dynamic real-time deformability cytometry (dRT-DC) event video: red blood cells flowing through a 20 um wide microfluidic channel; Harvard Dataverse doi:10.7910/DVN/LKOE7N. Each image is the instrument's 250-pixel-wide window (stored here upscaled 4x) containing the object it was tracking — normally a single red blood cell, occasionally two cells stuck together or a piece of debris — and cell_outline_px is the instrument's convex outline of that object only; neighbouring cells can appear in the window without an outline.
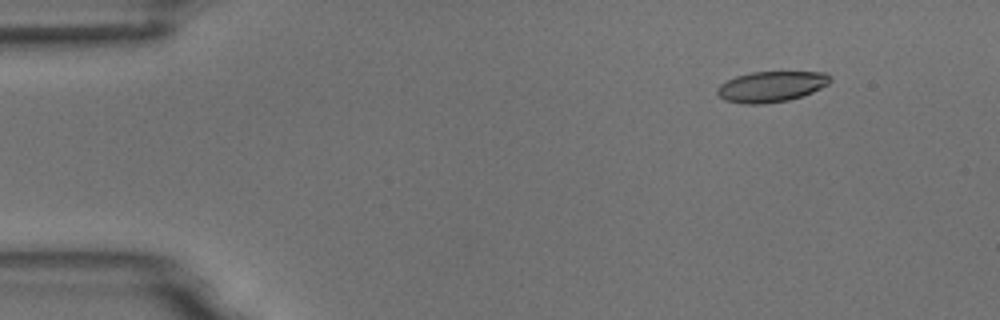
{"species": "common noctule bat (a hibernating species)", "species_latin": "Nyctalus noctula", "temperature_condition": "room temperature", "stored_images_in_passage": 3, "camera_frame_rate_fps": 3000, "um_per_image_px": 0.085, "animal": {"sex": "male", "body_mass_g": 18.8}, "frame": {"image": 1, "passage_image": 1, "time_ms": 0.0, "image_size_px": [1000, 320], "cell_outline_px": [[832, 80], [828, 84], [812, 92], [788, 100], [764, 104], [744, 104], [724, 100], [716, 92], [716, 88], [720, 84], [736, 76], [752, 72], [824, 72], [832, 76]], "centroid_in_image_um": [65.55, 7.36], "position_along_channel_um": 19.5, "area_um2": 20.17}}